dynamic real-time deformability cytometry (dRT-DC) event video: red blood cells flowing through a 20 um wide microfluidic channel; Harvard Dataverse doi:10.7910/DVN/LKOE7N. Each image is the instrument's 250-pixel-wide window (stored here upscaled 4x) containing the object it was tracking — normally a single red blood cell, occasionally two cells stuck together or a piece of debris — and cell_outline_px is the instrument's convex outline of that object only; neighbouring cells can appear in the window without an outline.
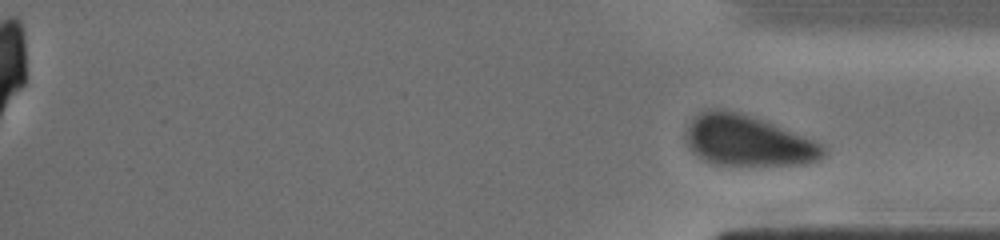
{"species": "human", "species_latin": "Homo sapiens", "temperature_condition": "cold", "stored_images_in_passage": 28, "segment_of_instrument_passage": [2, 2], "camera_frame_rate_fps": 3000, "um_per_image_px": 0.085, "donor": {"sex": "male"}, "frame": {"image": 1, "passage_image": 28, "time_ms": 13.333, "image_size_px": [1000, 240], "cell_outline_px": [[828, 156], [824, 160], [812, 164], [712, 164], [696, 156], [692, 152], [684, 140], [684, 128], [700, 112], [708, 108], [720, 108], [736, 112], [772, 124], [816, 140], [824, 144], [828, 148]], "centroid_in_image_um": [63.6, 11.97], "position_along_channel_um": 371.6, "area_um2": 41.1}}